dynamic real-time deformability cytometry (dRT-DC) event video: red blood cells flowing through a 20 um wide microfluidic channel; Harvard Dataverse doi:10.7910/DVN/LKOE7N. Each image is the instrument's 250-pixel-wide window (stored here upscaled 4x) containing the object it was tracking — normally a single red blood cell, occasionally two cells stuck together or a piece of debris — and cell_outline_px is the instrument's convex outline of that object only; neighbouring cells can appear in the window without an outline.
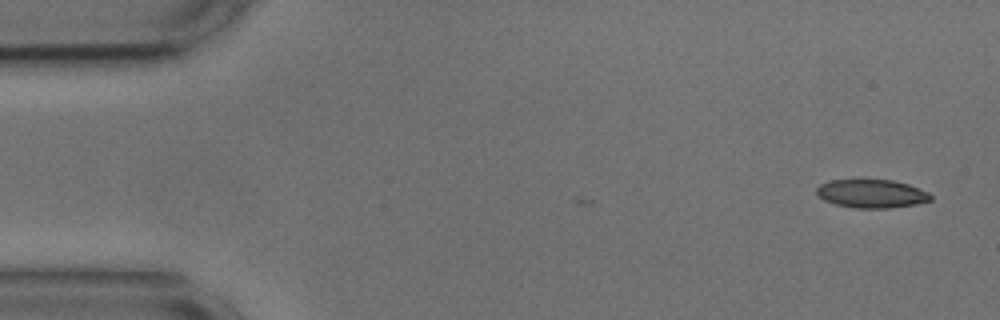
{"species": "common noctule bat (a hibernating species)", "species_latin": "Nyctalus noctula", "temperature_condition": "cold", "stored_images_in_passage": 2, "camera_frame_rate_fps": 3000, "um_per_image_px": 0.085, "animal": {"sex": "male", "body_mass_g": 17.9, "forearm_length_mm": 54.2}, "frame": {"image": 1, "passage_image": 2, "time_ms": 0.333, "image_size_px": [1000, 320], "cell_outline_px": [[932, 200], [916, 204], [888, 208], [856, 208], [836, 204], [824, 200], [816, 192], [816, 188], [820, 184], [832, 180], [892, 180], [908, 184], [928, 192], [932, 196]], "centroid_in_image_um": [74.1, 16.46], "position_along_channel_um": 10.9, "area_um2": 18.73}}